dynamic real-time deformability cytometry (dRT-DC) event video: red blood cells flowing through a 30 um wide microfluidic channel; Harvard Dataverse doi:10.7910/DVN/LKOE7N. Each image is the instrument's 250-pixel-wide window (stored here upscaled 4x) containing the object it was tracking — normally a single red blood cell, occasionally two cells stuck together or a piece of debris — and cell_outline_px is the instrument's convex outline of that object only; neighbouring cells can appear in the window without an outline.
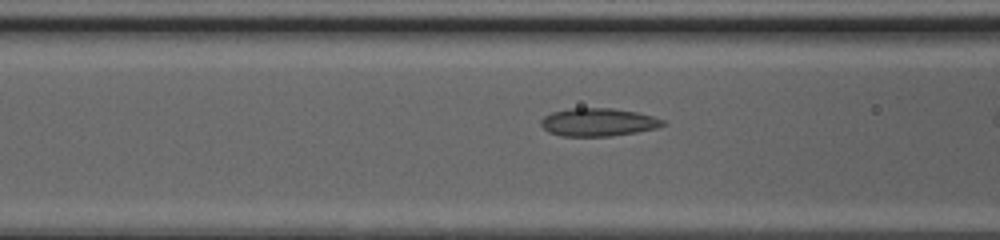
{"species": "common noctule bat (a hibernating species)", "species_latin": "Nyctalus noctula", "temperature_condition": "cold", "stored_images_in_passage": 7, "camera_frame_rate_fps": 3000, "um_per_image_px": 0.085, "animal": {"sex": "female", "body_mass_g": 20.0, "forearm_length_mm": 54.0}, "frame": {"image": 1, "passage_image": 6, "time_ms": 1.667, "image_size_px": [1000, 240], "cell_outline_px": [[664, 124], [656, 128], [636, 132], [612, 136], [560, 136], [548, 132], [540, 124], [540, 120], [544, 116], [552, 112], [568, 108], [612, 108], [636, 112], [652, 116], [664, 120]], "centroid_in_image_um": [50.8, 10.38], "position_along_channel_um": 115.8, "area_um2": 19.88}}